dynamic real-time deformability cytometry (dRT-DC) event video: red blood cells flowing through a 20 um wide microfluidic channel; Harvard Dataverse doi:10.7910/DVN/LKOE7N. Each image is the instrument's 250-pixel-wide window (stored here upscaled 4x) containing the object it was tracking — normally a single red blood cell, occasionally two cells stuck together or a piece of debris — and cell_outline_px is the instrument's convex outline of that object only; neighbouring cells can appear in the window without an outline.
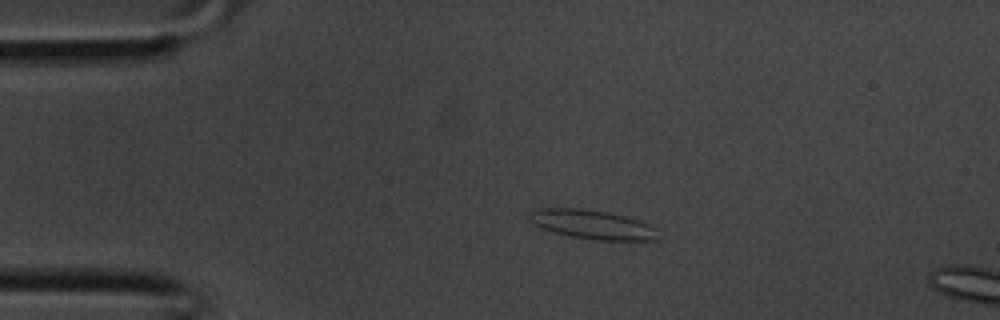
{"species": "common noctule bat (a hibernating species)", "species_latin": "Nyctalus noctula", "temperature_condition": "room temperature", "stored_images_in_passage": 3, "camera_frame_rate_fps": 3000, "um_per_image_px": 0.085, "animal": {"sex": "male", "body_mass_g": 20.1, "forearm_length_mm": 53.5}, "frame": {"image": 1, "passage_image": 1, "time_ms": 0.0, "image_size_px": [1000, 320], "cell_outline_px": [[660, 240], [596, 240], [568, 236], [540, 228], [532, 224], [528, 220], [528, 212], [536, 208], [580, 208], [608, 212], [624, 216], [660, 228]], "centroid_in_image_um": [50.34, 19.09], "position_along_channel_um": 34.7, "area_um2": 22.31}}